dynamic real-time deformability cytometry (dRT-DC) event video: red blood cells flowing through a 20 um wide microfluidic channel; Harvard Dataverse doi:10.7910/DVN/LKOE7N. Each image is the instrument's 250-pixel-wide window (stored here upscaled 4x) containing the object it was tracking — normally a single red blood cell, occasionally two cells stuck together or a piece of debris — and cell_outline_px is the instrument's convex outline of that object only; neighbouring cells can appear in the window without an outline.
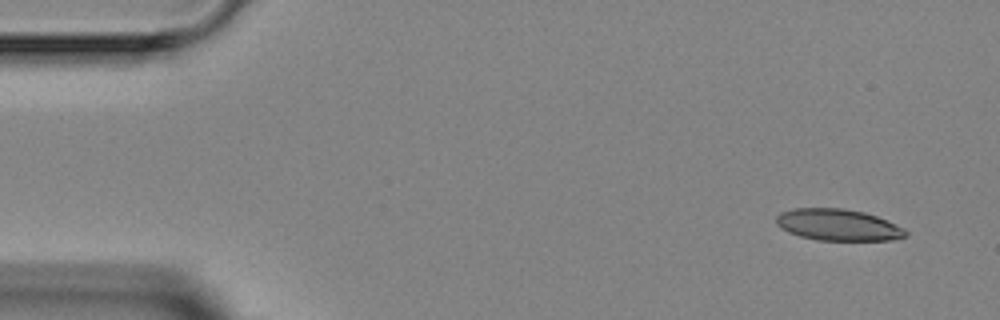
{"species": "Egyptian fruit bat (a non-hibernating species)", "species_latin": "Rousettus aegyptiacus", "temperature_condition": "room temperature", "stored_images_in_passage": 3, "camera_frame_rate_fps": 3000, "um_per_image_px": 0.085, "animal": {"sex": "female"}, "frame": {"image": 1, "passage_image": 1, "time_ms": 0.0, "image_size_px": [1000, 320], "cell_outline_px": [[908, 236], [892, 240], [816, 240], [800, 236], [788, 232], [780, 228], [776, 224], [776, 216], [780, 212], [792, 208], [844, 208], [864, 212], [876, 216], [904, 228], [908, 232]], "centroid_in_image_um": [71.21, 19.11], "position_along_channel_um": 13.8, "area_um2": 23.93}}
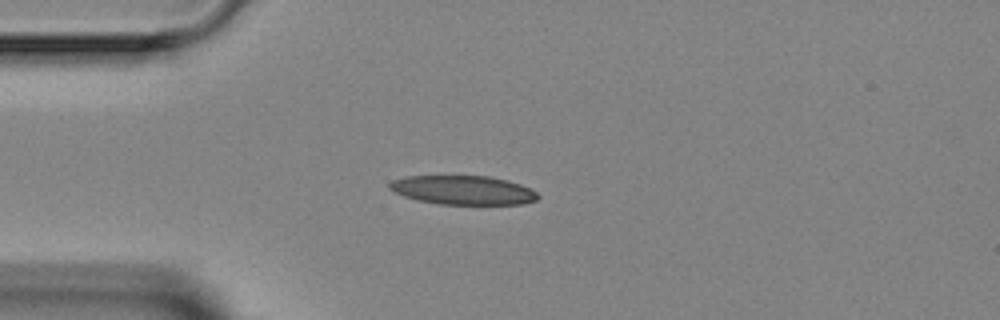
{"frame": {"image": 2, "passage_image": 3, "time_ms": 3.0, "image_size_px": [1000, 320], "cell_outline_px": [[540, 196], [536, 200], [524, 204], [440, 204], [420, 200], [404, 196], [388, 188], [388, 184], [392, 180], [404, 176], [488, 176], [508, 180], [520, 184], [536, 192]], "centroid_in_image_um": [39.36, 16.15], "position_along_channel_um": 45.6, "area_um2": 24.97}}